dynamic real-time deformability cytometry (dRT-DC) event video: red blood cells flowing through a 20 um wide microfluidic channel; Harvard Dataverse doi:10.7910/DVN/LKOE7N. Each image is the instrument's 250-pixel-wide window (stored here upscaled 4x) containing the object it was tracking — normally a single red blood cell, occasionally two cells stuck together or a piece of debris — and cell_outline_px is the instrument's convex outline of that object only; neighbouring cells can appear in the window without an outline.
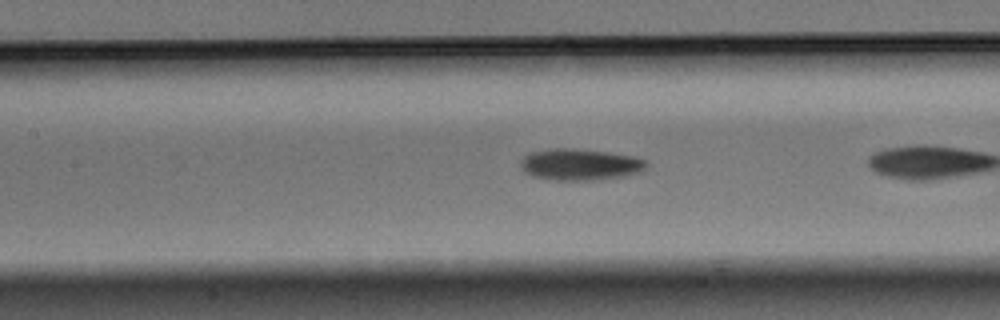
{"species": "Egyptian fruit bat (a non-hibernating species)", "species_latin": "Rousettus aegyptiacus", "temperature_condition": "warm", "stored_images_in_passage": 25, "camera_frame_rate_fps": 3000, "um_per_image_px": 0.085, "animal": {"sex": "male"}, "frame": {"image": 1, "passage_image": 8, "time_ms": 2.333, "image_size_px": [1000, 320], "cell_outline_px": [[648, 164], [640, 172], [624, 176], [592, 180], [552, 180], [532, 176], [524, 172], [520, 164], [520, 160], [528, 152], [548, 148], [572, 148], [608, 152], [636, 156], [648, 160]], "centroid_in_image_um": [49.29, 13.97], "position_along_channel_um": 158.1, "area_um2": 23.41}}
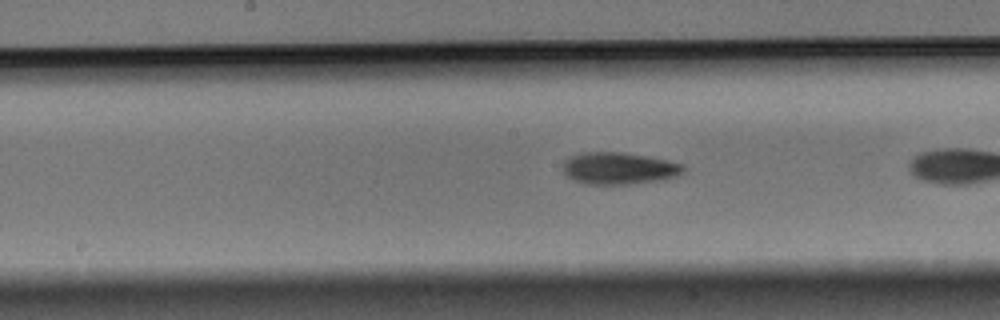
{"frame": {"image": 2, "passage_image": 11, "time_ms": 3.333, "image_size_px": [1000, 320], "cell_outline_px": [[684, 172], [676, 176], [664, 180], [628, 184], [584, 184], [572, 180], [564, 172], [564, 160], [572, 156], [584, 152], [620, 152], [668, 160], [684, 164]], "centroid_in_image_um": [52.63, 14.32], "position_along_channel_um": 195.6, "area_um2": 22.43}}